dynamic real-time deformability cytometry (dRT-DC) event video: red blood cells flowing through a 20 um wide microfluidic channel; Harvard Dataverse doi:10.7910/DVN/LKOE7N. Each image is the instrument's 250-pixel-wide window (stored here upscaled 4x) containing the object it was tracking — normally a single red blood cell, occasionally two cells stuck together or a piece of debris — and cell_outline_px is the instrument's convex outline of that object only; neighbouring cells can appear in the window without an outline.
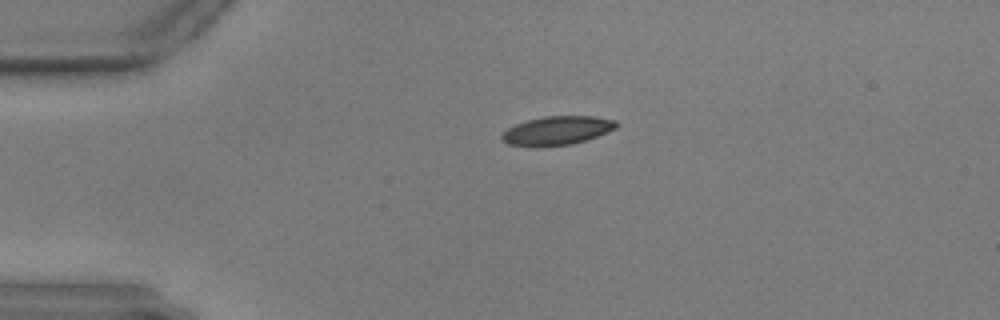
{"species": "common noctule bat (a hibernating species)", "species_latin": "Nyctalus noctula", "temperature_condition": "warm", "stored_images_in_passage": 46, "camera_frame_rate_fps": 3000, "um_per_image_px": 0.085, "animal": {"sex": "male", "body_mass_g": 17.9, "forearm_length_mm": 54.2}, "frame": {"image": 1, "passage_image": 1, "time_ms": 0.0, "image_size_px": [1000, 320], "cell_outline_px": [[620, 124], [616, 128], [596, 136], [572, 144], [536, 148], [508, 144], [500, 140], [500, 136], [508, 128], [516, 124], [528, 120], [544, 116], [592, 116], [616, 120]], "centroid_in_image_um": [47.32, 11.11], "position_along_channel_um": 37.7, "area_um2": 19.36}}
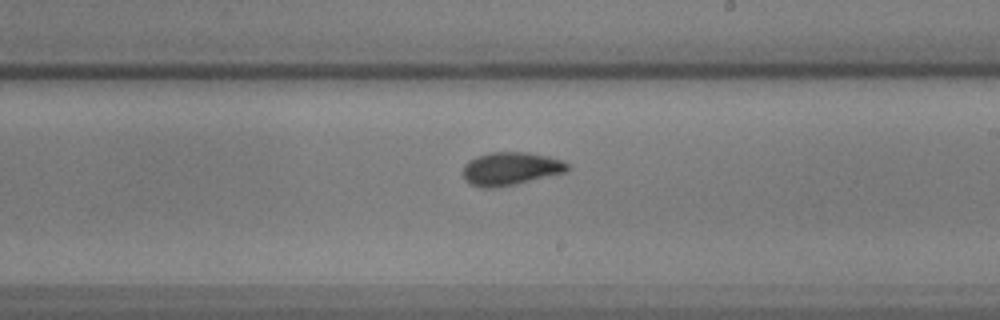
{"frame": {"image": 2, "passage_image": 22, "time_ms": 7.0, "image_size_px": [1000, 320], "cell_outline_px": [[572, 168], [568, 172], [516, 184], [496, 188], [480, 188], [464, 180], [464, 164], [468, 160], [476, 156], [492, 152], [528, 152], [548, 156], [560, 160], [568, 164]], "centroid_in_image_um": [43.42, 14.34], "position_along_channel_um": 245.6, "area_um2": 20.4}}
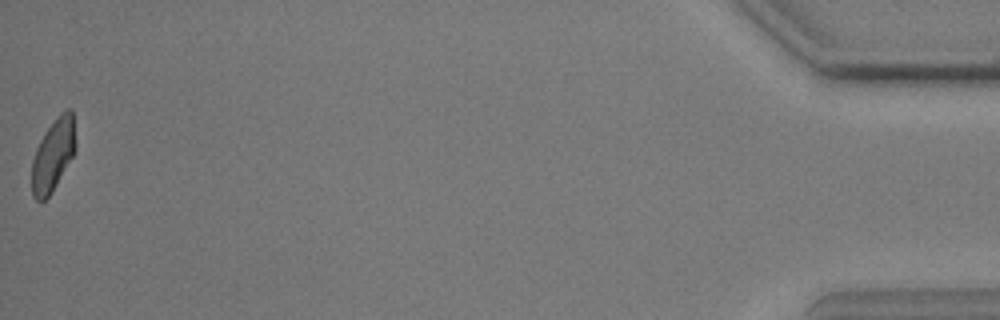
{"frame": {"image": 3, "passage_image": 46, "time_ms": 15.0, "image_size_px": [1000, 320], "cell_outline_px": [[76, 148], [72, 156], [52, 192], [44, 200], [36, 200], [32, 196], [32, 160], [36, 148], [44, 132], [60, 112], [68, 108], [72, 108], [76, 144]], "centroid_in_image_um": [4.51, 13.14], "position_along_channel_um": 430.7, "area_um2": 18.38}}